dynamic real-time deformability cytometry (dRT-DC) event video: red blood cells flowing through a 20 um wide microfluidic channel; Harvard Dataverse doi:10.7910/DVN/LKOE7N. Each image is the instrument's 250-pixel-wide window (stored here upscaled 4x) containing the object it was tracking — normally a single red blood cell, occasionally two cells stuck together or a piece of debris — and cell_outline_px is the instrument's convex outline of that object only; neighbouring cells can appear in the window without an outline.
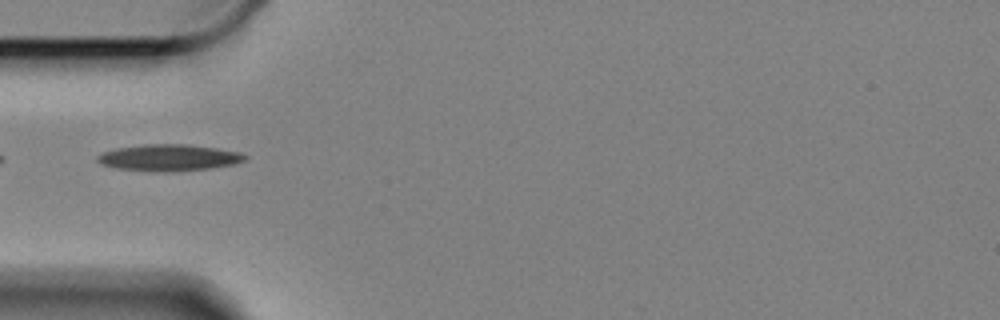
{"species": "Egyptian fruit bat (a non-hibernating species)", "species_latin": "Rousettus aegyptiacus", "temperature_condition": "cold", "stored_images_in_passage": 25, "camera_frame_rate_fps": 3000, "um_per_image_px": 0.085, "animal": {"sex": "female"}, "frame": {"image": 1, "passage_image": 1, "time_ms": 0.0, "image_size_px": [1000, 320], "cell_outline_px": [[248, 156], [244, 160], [236, 164], [212, 168], [172, 172], [156, 172], [116, 168], [100, 164], [96, 160], [96, 156], [104, 152], [116, 148], [144, 144], [188, 144], [216, 148], [240, 152]], "centroid_in_image_um": [14.36, 13.41], "position_along_channel_um": 70.6, "area_um2": 23.06}}
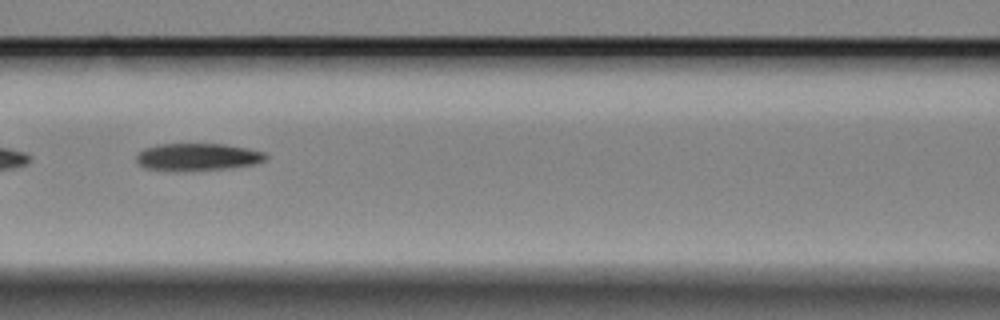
{"frame": {"image": 2, "passage_image": 8, "time_ms": 2.333, "image_size_px": [1000, 320], "cell_outline_px": [[268, 156], [264, 160], [256, 164], [228, 168], [176, 172], [168, 172], [144, 168], [136, 160], [136, 156], [144, 148], [156, 144], [224, 144], [248, 148], [264, 152]], "centroid_in_image_um": [16.76, 13.36], "position_along_channel_um": 149.8, "area_um2": 20.98}}
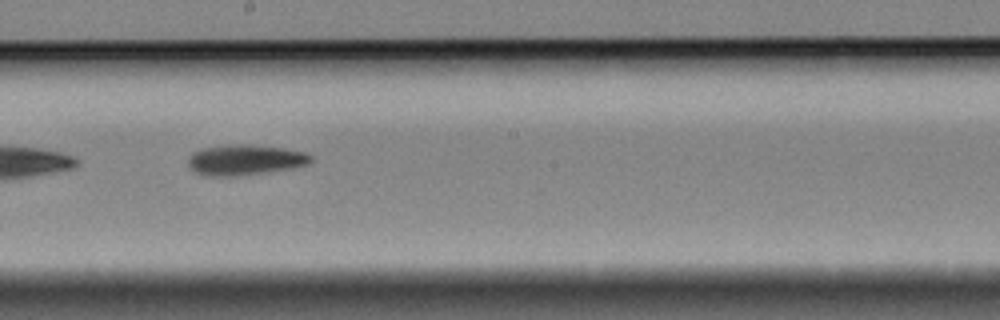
{"frame": {"image": 3, "passage_image": 15, "time_ms": 4.667, "image_size_px": [1000, 320], "cell_outline_px": [[312, 160], [308, 164], [292, 168], [264, 172], [232, 176], [204, 176], [196, 172], [188, 164], [188, 156], [192, 152], [200, 148], [228, 144], [244, 144], [280, 148], [304, 152], [312, 156]], "centroid_in_image_um": [20.77, 13.58], "position_along_channel_um": 227.4, "area_um2": 21.68}}